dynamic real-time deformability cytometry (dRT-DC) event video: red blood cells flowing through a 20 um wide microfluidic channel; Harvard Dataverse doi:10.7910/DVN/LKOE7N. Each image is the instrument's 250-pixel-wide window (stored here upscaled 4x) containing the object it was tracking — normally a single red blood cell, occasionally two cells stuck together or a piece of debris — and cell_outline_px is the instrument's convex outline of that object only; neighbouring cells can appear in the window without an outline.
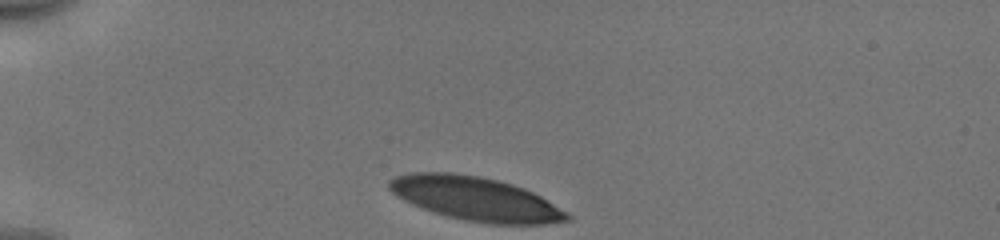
{"species": "human", "species_latin": "Homo sapiens", "temperature_condition": "cold", "stored_images_in_passage": 32, "camera_frame_rate_fps": 3000, "um_per_image_px": 0.085, "donor": {"sex": "male"}, "frame": {"image": 1, "passage_image": 1, "time_ms": 0.0, "image_size_px": [1000, 240], "cell_outline_px": [[572, 220], [544, 224], [488, 224], [464, 220], [432, 212], [412, 204], [396, 196], [388, 188], [388, 180], [396, 176], [412, 172], [452, 172], [480, 176], [512, 184], [524, 188], [540, 196], [568, 212], [572, 216]], "centroid_in_image_um": [40.42, 16.9], "position_along_channel_um": 44.6, "area_um2": 45.55}}
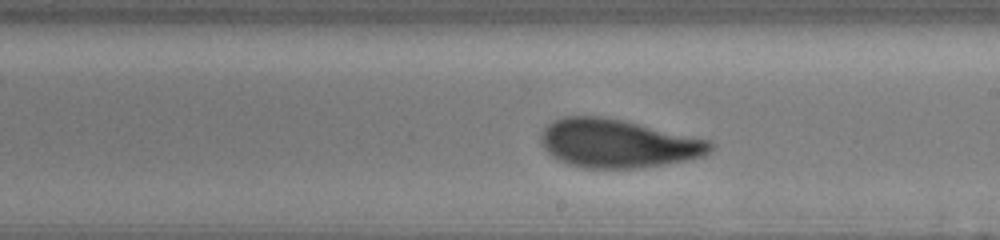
{"frame": {"image": 2, "passage_image": 19, "time_ms": 6.0, "image_size_px": [1000, 240], "cell_outline_px": [[716, 144], [712, 152], [704, 156], [664, 164], [640, 168], [580, 168], [568, 164], [552, 156], [544, 148], [540, 140], [540, 136], [544, 128], [552, 120], [564, 116], [600, 116], [624, 120], [712, 140]], "centroid_in_image_um": [52.55, 12.19], "position_along_channel_um": 236.5, "area_um2": 48.26}}
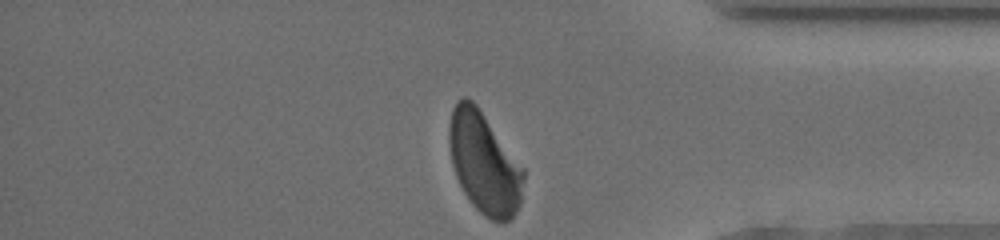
{"frame": {"image": 3, "passage_image": 32, "time_ms": 10.333, "image_size_px": [1000, 240], "cell_outline_px": [[524, 180], [520, 204], [516, 212], [504, 224], [500, 224], [484, 216], [472, 204], [464, 192], [456, 176], [452, 164], [448, 140], [448, 128], [452, 108], [456, 100], [464, 96], [472, 100], [476, 104], [524, 168]], "centroid_in_image_um": [41.15, 13.86], "position_along_channel_um": 394.1, "area_um2": 44.1}, "authors_computed_cell_mechanics": {"area_um2": 47.4827, "velocity_mm_per_s": 3.9307, "shape_relaxation_time_tau1_ms": 3.0339, "shape_relaxation_time_tau2_ms": 0.8197, "deformation_change_tau1": 0.1537, "deformation_change_tau2": 0.0618}}